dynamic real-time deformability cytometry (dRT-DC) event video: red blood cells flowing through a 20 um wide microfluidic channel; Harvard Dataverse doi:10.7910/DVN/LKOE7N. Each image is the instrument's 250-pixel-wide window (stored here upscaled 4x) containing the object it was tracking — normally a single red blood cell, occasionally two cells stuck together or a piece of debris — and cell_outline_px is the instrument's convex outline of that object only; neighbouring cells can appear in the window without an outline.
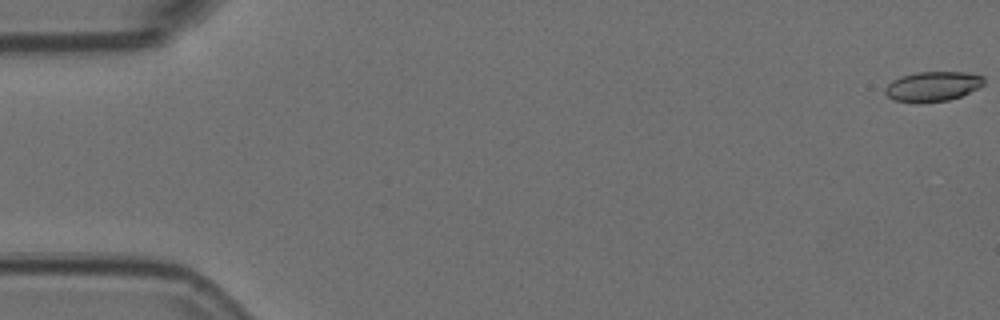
{"species": "Egyptian fruit bat (a non-hibernating species)", "species_latin": "Rousettus aegyptiacus", "temperature_condition": "room temperature", "stored_images_in_passage": 10, "camera_frame_rate_fps": 3000, "um_per_image_px": 0.085, "animal": {"sex": "female"}, "frame": {"image": 1, "passage_image": 1, "time_ms": 0.0, "image_size_px": [1000, 320], "cell_outline_px": [[984, 84], [980, 88], [960, 96], [948, 100], [892, 100], [884, 92], [884, 88], [892, 80], [900, 76], [916, 72], [968, 72], [984, 76]], "centroid_in_image_um": [79.32, 7.29], "position_along_channel_um": 5.7, "area_um2": 16.76}}